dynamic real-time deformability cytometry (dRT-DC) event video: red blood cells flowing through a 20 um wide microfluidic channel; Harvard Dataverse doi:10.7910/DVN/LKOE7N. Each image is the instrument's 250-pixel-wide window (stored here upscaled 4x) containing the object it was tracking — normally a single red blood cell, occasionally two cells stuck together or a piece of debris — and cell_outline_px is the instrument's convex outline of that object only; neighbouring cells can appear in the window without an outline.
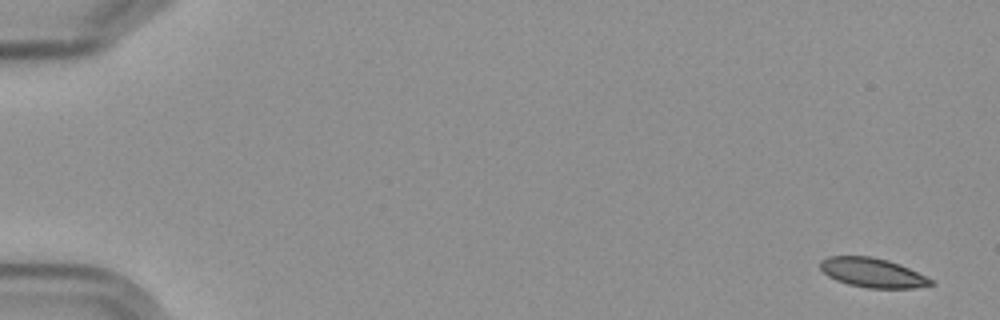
{"species": "Egyptian fruit bat (a non-hibernating species)", "species_latin": "Rousettus aegyptiacus", "temperature_condition": "cold", "stored_images_in_passage": 6, "camera_frame_rate_fps": 3000, "um_per_image_px": 0.085, "frame": {"image": 1, "passage_image": 1, "time_ms": 0.0, "image_size_px": [1000, 320], "cell_outline_px": [[936, 284], [916, 288], [868, 288], [848, 284], [836, 280], [828, 276], [820, 268], [820, 260], [828, 256], [872, 256], [888, 260], [900, 264], [932, 280]], "centroid_in_image_um": [74.14, 23.18], "position_along_channel_um": 10.9, "area_um2": 18.9}}